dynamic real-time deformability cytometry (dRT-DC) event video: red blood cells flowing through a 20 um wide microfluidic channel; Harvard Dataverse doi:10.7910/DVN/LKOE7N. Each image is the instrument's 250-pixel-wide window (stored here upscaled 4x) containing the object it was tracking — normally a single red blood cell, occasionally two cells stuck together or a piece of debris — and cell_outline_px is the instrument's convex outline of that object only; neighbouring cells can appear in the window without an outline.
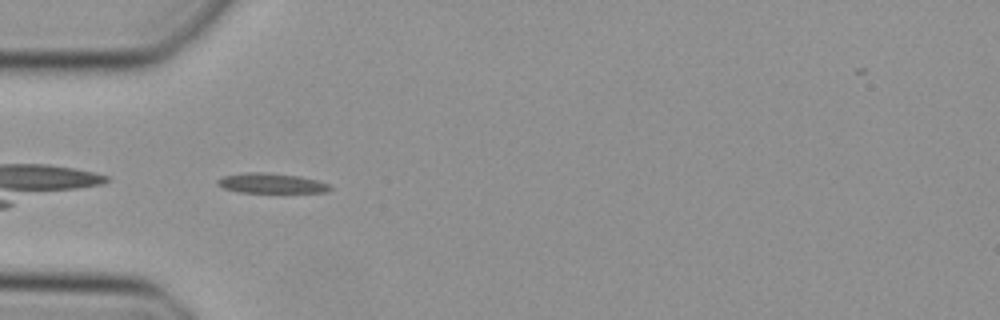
{"species": "Egyptian fruit bat (a non-hibernating species)", "species_latin": "Rousettus aegyptiacus", "temperature_condition": "cold", "stored_images_in_passage": 36, "camera_frame_rate_fps": 3000, "um_per_image_px": 0.085, "animal": {"sex": "female"}, "frame": {"image": 1, "passage_image": 2, "time_ms": 0.333, "image_size_px": [1000, 320], "cell_outline_px": [[332, 188], [328, 192], [240, 192], [224, 188], [216, 184], [216, 180], [224, 176], [244, 172], [264, 172], [300, 176], [316, 180], [328, 184]], "centroid_in_image_um": [23.04, 15.57], "position_along_channel_um": 62.0, "area_um2": 13.01}}
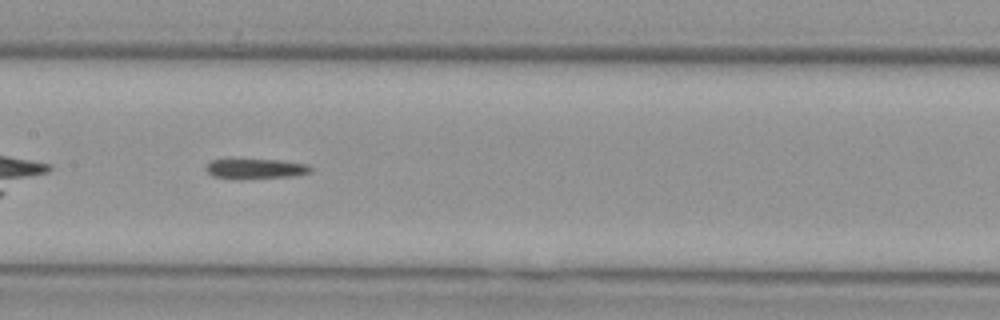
{"frame": {"image": 2, "passage_image": 11, "time_ms": 3.333, "image_size_px": [1000, 320], "cell_outline_px": [[312, 172], [292, 176], [212, 176], [204, 168], [212, 160], [280, 160], [308, 164], [312, 168]], "centroid_in_image_um": [21.81, 14.29], "position_along_channel_um": 185.6, "area_um2": 11.16}}
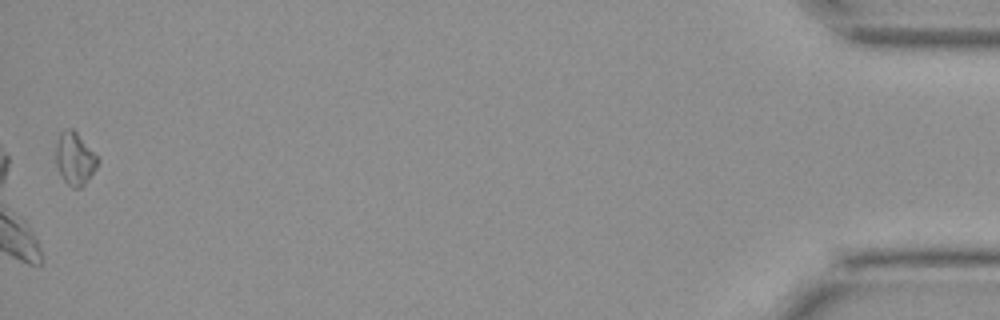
{"frame": {"image": 3, "passage_image": 35, "time_ms": 11.333, "image_size_px": [1000, 320], "cell_outline_px": [[100, 160], [96, 168], [84, 184], [80, 188], [72, 188], [64, 180], [56, 164], [56, 144], [60, 132], [64, 128], [72, 128], [100, 156]], "centroid_in_image_um": [6.39, 13.45], "position_along_channel_um": 428.8, "area_um2": 12.95}}